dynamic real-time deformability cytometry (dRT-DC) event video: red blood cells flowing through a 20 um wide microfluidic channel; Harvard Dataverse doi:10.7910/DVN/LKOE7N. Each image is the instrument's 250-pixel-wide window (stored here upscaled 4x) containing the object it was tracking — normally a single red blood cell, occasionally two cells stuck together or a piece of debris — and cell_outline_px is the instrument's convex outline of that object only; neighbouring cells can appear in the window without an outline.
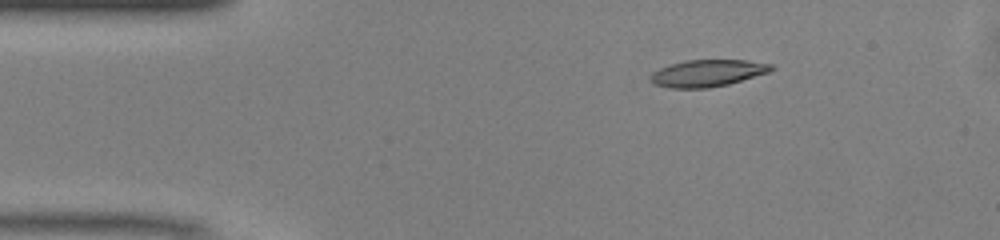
{"species": "common noctule bat (a hibernating species)", "species_latin": "Nyctalus noctula", "temperature_condition": "warm", "stored_images_in_passage": 39, "camera_frame_rate_fps": 3000, "um_per_image_px": 0.085, "animal": {"sex": "male", "body_mass_g": 13.0, "forearm_length_mm": 53.1}, "frame": {"image": 1, "passage_image": 5, "time_ms": 1.333, "image_size_px": [1000, 240], "cell_outline_px": [[776, 68], [768, 72], [728, 84], [708, 88], [668, 88], [652, 84], [648, 80], [648, 76], [652, 72], [668, 64], [688, 60], [748, 60], [772, 64]], "centroid_in_image_um": [60.07, 6.22], "position_along_channel_um": 24.9, "area_um2": 19.13}}
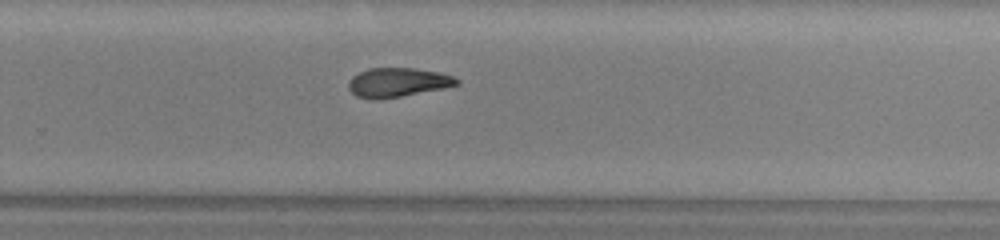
{"frame": {"image": 2, "passage_image": 29, "time_ms": 9.333, "image_size_px": [1000, 240], "cell_outline_px": [[460, 84], [444, 88], [400, 96], [376, 100], [368, 100], [356, 96], [348, 88], [348, 84], [352, 76], [368, 68], [416, 68], [436, 72], [452, 76], [460, 80]], "centroid_in_image_um": [33.77, 7.01], "position_along_channel_um": 296.0, "area_um2": 18.38}}
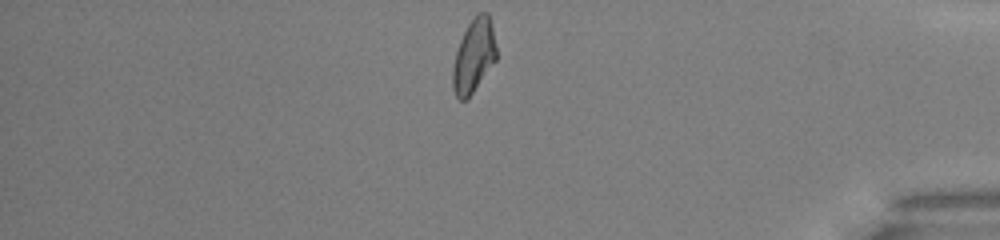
{"frame": {"image": 3, "passage_image": 39, "time_ms": 12.667, "image_size_px": [1000, 240], "cell_outline_px": [[496, 60], [472, 92], [464, 100], [460, 100], [456, 96], [452, 88], [452, 68], [456, 52], [460, 40], [468, 24], [476, 12], [488, 12], [492, 28], [496, 48]], "centroid_in_image_um": [40.25, 4.72], "position_along_channel_um": 394.9, "area_um2": 18.44}, "authors_computed_cell_mechanics": {"area_um2": 19.0162, "velocity_mm_per_s": 4.1226, "shape_relaxation_time_tau1_ms": 5.279, "shape_relaxation_time_tau2_ms": null, "deformation_change_tau1": 0.1696, "deformation_change_tau2": null}}